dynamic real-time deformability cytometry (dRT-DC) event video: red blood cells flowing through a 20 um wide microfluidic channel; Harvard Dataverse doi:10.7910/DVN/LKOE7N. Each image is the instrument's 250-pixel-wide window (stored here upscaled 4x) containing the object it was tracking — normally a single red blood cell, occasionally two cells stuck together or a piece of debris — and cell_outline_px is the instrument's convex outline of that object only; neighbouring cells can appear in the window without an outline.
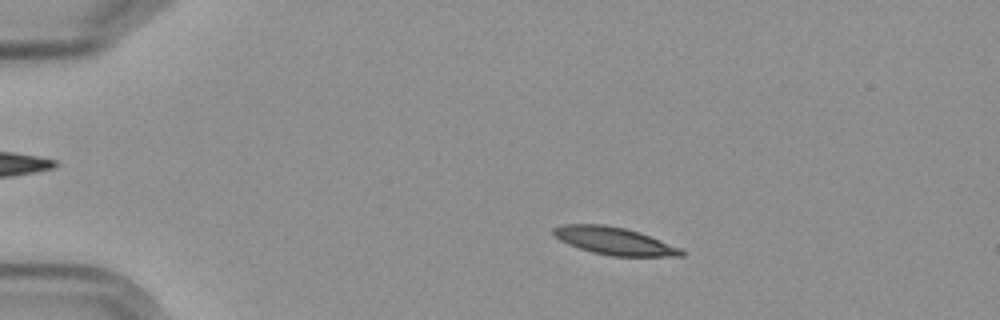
{"species": "Egyptian fruit bat (a non-hibernating species)", "species_latin": "Rousettus aegyptiacus", "temperature_condition": "cold", "stored_images_in_passage": 2, "camera_frame_rate_fps": 3000, "um_per_image_px": 0.085, "frame": {"image": 1, "passage_image": 1, "time_ms": 0.0, "image_size_px": [1000, 320], "cell_outline_px": [[684, 256], [612, 256], [592, 252], [568, 244], [560, 240], [552, 232], [552, 228], [564, 224], [604, 224], [624, 228], [640, 232], [680, 248], [684, 252]], "centroid_in_image_um": [52.19, 20.47], "position_along_channel_um": 32.8, "area_um2": 20.35}}